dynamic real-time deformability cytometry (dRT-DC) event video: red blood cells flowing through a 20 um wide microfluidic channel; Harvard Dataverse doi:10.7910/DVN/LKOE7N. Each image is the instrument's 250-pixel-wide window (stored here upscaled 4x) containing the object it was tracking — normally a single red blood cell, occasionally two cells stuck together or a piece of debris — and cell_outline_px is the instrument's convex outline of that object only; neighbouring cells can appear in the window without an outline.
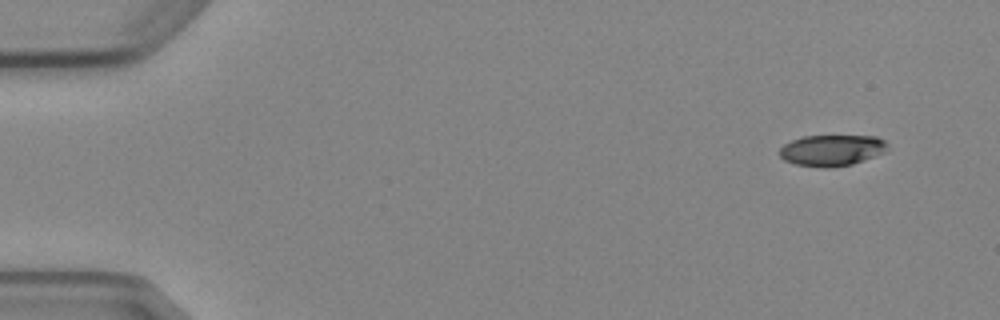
{"species": "Egyptian fruit bat (a non-hibernating species)", "species_latin": "Rousettus aegyptiacus", "temperature_condition": "cold", "stored_images_in_passage": 5, "camera_frame_rate_fps": 3000, "um_per_image_px": 0.085, "animal": {"sex": "female"}, "frame": {"image": 1, "passage_image": 1, "time_ms": 0.0, "image_size_px": [1000, 320], "cell_outline_px": [[888, 144], [884, 152], [876, 156], [852, 164], [832, 168], [820, 168], [796, 164], [784, 160], [780, 156], [780, 148], [784, 144], [792, 140], [804, 136], [876, 136], [884, 140]], "centroid_in_image_um": [70.7, 12.78], "position_along_channel_um": 14.3, "area_um2": 19.65}}
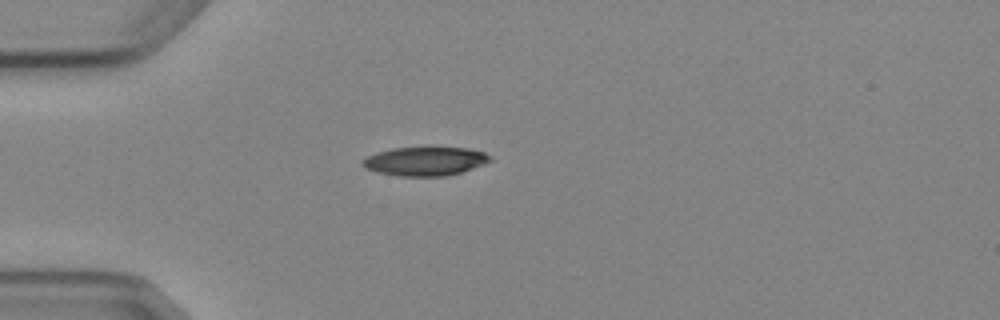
{"frame": {"image": 2, "passage_image": 4, "time_ms": 3.667, "image_size_px": [1000, 320], "cell_outline_px": [[492, 160], [484, 164], [448, 176], [396, 176], [376, 172], [364, 168], [360, 164], [360, 160], [376, 152], [392, 148], [428, 144], [432, 144], [468, 148], [484, 152], [492, 156]], "centroid_in_image_um": [36.11, 13.65], "position_along_channel_um": 48.9, "area_um2": 22.66}}